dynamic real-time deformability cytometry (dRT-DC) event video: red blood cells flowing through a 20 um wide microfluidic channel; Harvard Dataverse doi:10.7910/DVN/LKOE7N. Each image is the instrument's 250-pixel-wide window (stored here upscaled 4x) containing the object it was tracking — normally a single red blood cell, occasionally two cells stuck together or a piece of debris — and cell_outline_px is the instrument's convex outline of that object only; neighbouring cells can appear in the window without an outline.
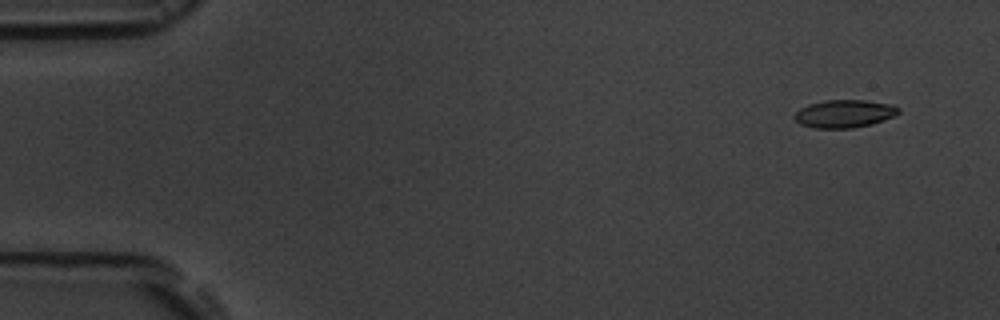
{"species": "common noctule bat (a hibernating species)", "species_latin": "Nyctalus noctula", "temperature_condition": "room temperature", "stored_images_in_passage": 15, "camera_frame_rate_fps": 3000, "um_per_image_px": 0.085, "animal": {"sex": "male", "body_mass_g": 19.5, "forearm_length_mm": 54.6}, "frame": {"image": 1, "passage_image": 1, "time_ms": 0.0, "image_size_px": [1000, 320], "cell_outline_px": [[900, 112], [896, 116], [872, 124], [852, 128], [812, 128], [800, 124], [792, 116], [800, 108], [808, 104], [824, 100], [864, 100], [892, 104], [900, 108]], "centroid_in_image_um": [71.78, 9.66], "position_along_channel_um": 13.2, "area_um2": 17.11}}
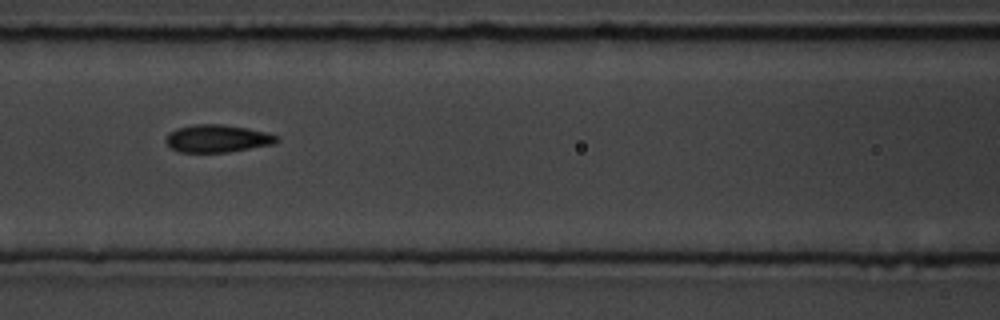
{"frame": {"image": 2, "passage_image": 7, "time_ms": 7.0, "image_size_px": [1000, 320], "cell_outline_px": [[280, 140], [276, 144], [228, 152], [180, 152], [172, 148], [164, 140], [168, 132], [176, 128], [192, 124], [220, 124], [248, 128], [268, 132], [276, 136]], "centroid_in_image_um": [18.48, 11.77], "position_along_channel_um": 148.1, "area_um2": 18.03}}
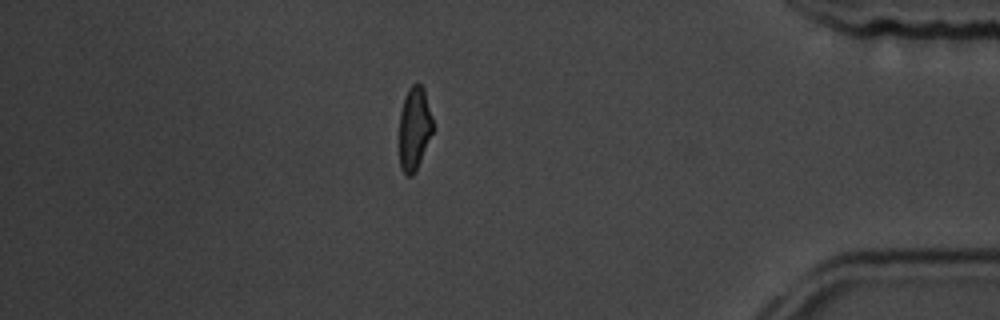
{"frame": {"image": 3, "passage_image": 14, "time_ms": 15.0, "image_size_px": [1000, 320], "cell_outline_px": [[432, 132], [420, 160], [412, 176], [408, 176], [400, 168], [400, 112], [404, 96], [408, 88], [412, 84], [420, 84], [424, 88], [432, 116]], "centroid_in_image_um": [35.21, 10.87], "position_along_channel_um": 400.0, "area_um2": 16.01}, "authors_computed_cell_mechanics": {"area_um2": 17.2822, "velocity_mm_per_s": 3.6169, "shape_relaxation_time_tau1_ms": 1.7261, "shape_relaxation_time_tau2_ms": null, "deformation_change_tau1": 0.1035, "deformation_change_tau2": null}}